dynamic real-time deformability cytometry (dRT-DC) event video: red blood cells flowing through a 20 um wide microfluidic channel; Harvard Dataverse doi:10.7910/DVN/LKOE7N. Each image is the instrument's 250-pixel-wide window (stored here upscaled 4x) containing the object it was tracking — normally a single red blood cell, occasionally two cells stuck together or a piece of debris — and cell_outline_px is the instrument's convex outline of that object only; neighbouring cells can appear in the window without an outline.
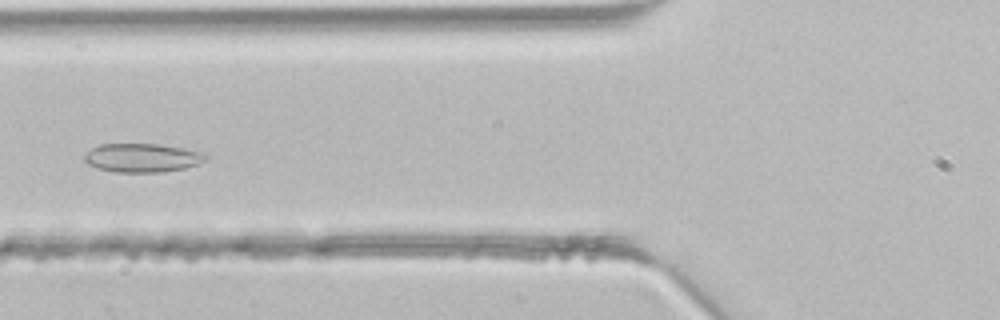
{"species": "common noctule bat (a hibernating species)", "species_latin": "Nyctalus noctula", "temperature_condition": "room temperature", "stored_images_in_passage": 42, "segment_of_instrument_passage": [1, 2], "camera_frame_rate_fps": 3000, "um_per_image_px": 0.085, "animal": {"sex": "male", "body_mass_g": 21.5, "forearm_length_mm": 52.0}, "frame": {"image": 1, "passage_image": 16, "time_ms": 5.0, "image_size_px": [1000, 320], "cell_outline_px": [[208, 156], [204, 160], [196, 164], [184, 168], [164, 172], [116, 172], [96, 168], [88, 164], [84, 160], [84, 152], [100, 144], [160, 144], [184, 148], [204, 152]], "centroid_in_image_um": [12.06, 13.41], "position_along_channel_um": 113.7, "area_um2": 20.4}}
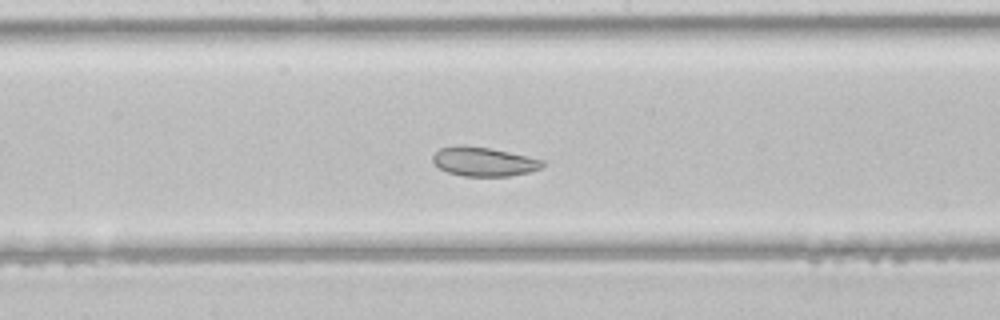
{"frame": {"image": 2, "passage_image": 22, "time_ms": 7.0, "image_size_px": [1000, 320], "cell_outline_px": [[544, 164], [540, 168], [528, 172], [508, 176], [464, 176], [448, 172], [440, 168], [432, 160], [432, 156], [440, 148], [456, 144], [460, 144], [488, 148], [508, 152], [544, 160]], "centroid_in_image_um": [41.08, 13.73], "position_along_channel_um": 207.1, "area_um2": 18.44}}
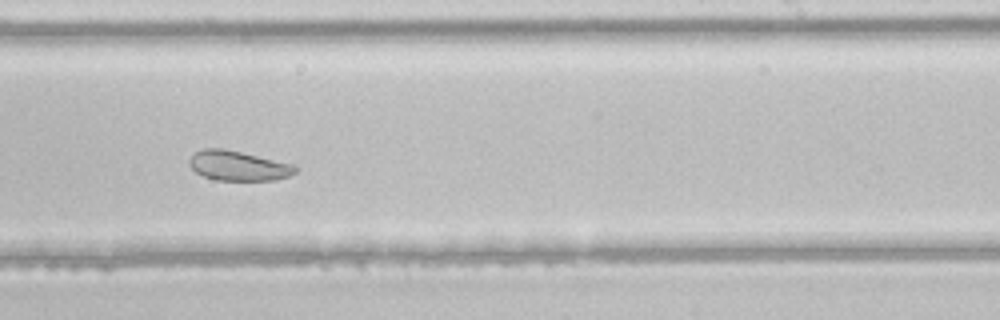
{"frame": {"image": 3, "passage_image": 26, "time_ms": 8.333, "image_size_px": [1000, 320], "cell_outline_px": [[300, 168], [296, 172], [288, 176], [276, 180], [216, 180], [204, 176], [196, 172], [188, 164], [188, 160], [196, 152], [204, 148], [224, 148], [296, 164]], "centroid_in_image_um": [20.3, 14.08], "position_along_channel_um": 268.7, "area_um2": 18.61}}